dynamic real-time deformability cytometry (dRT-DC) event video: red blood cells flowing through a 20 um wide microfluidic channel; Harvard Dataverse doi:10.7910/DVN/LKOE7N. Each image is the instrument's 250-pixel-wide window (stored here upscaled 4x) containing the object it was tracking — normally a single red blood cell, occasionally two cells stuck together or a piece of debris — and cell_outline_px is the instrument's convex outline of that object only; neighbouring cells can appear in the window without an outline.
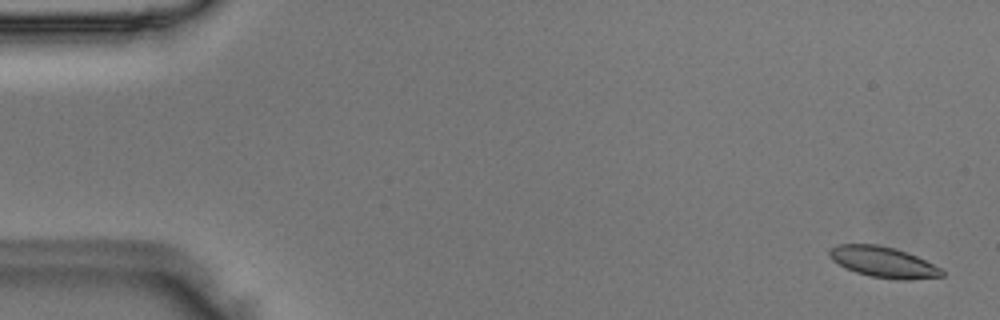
{"species": "Egyptian fruit bat (a non-hibernating species)", "species_latin": "Rousettus aegyptiacus", "temperature_condition": "room temperature", "stored_images_in_passage": 51, "camera_frame_rate_fps": 3000, "um_per_image_px": 0.085, "animal": {"sex": "male"}, "frame": {"image": 1, "passage_image": 2, "time_ms": 0.333, "image_size_px": [1000, 320], "cell_outline_px": [[944, 276], [908, 280], [900, 280], [868, 276], [844, 268], [832, 260], [828, 256], [828, 248], [836, 244], [876, 244], [896, 248], [908, 252], [940, 268], [944, 272]], "centroid_in_image_um": [75.02, 22.27], "position_along_channel_um": 10.0, "area_um2": 20.4}}
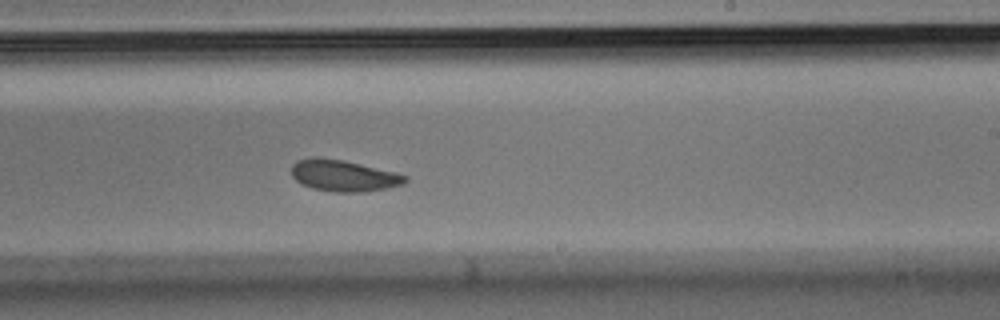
{"frame": {"image": 2, "passage_image": 31, "time_ms": 10.0, "image_size_px": [1000, 320], "cell_outline_px": [[408, 180], [404, 184], [388, 188], [364, 192], [336, 192], [312, 188], [296, 180], [292, 176], [292, 164], [296, 160], [312, 156], [316, 156], [344, 160], [396, 172], [408, 176]], "centroid_in_image_um": [29.22, 14.92], "position_along_channel_um": 259.8, "area_um2": 21.04}}
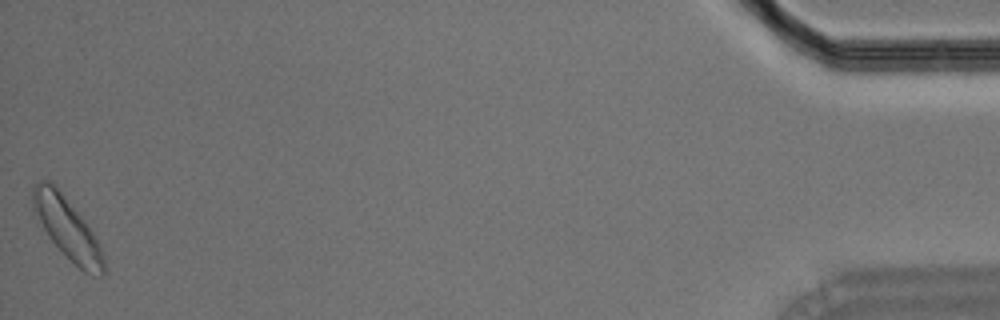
{"frame": {"image": 3, "passage_image": 51, "time_ms": 16.667, "image_size_px": [1000, 320], "cell_outline_px": [[104, 276], [92, 276], [84, 272], [48, 236], [32, 212], [32, 184], [40, 180], [48, 180], [56, 184], [92, 232], [104, 256]], "centroid_in_image_um": [5.66, 19.34], "position_along_channel_um": 429.5, "area_um2": 25.03}}